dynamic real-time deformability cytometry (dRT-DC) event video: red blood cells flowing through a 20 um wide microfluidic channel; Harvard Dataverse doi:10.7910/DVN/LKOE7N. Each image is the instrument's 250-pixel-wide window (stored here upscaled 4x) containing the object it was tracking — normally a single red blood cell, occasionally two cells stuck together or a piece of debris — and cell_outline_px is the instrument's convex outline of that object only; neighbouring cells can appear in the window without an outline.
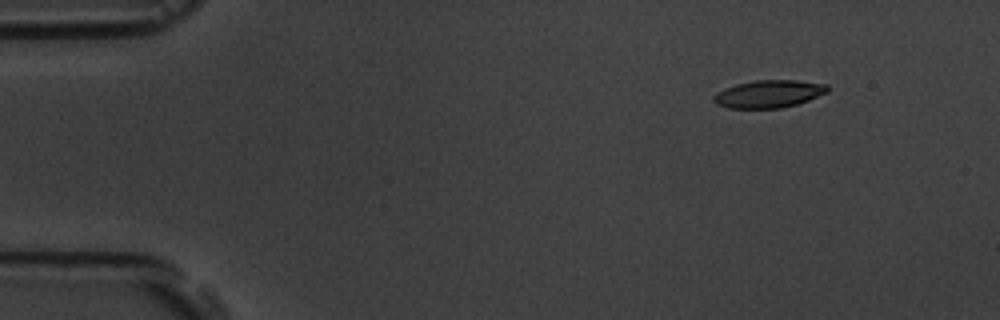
{"species": "common noctule bat (a hibernating species)", "species_latin": "Nyctalus noctula", "temperature_condition": "room temperature", "stored_images_in_passage": 4, "camera_frame_rate_fps": 3000, "um_per_image_px": 0.085, "animal": {"sex": "male", "body_mass_g": 19.5, "forearm_length_mm": 54.6}, "frame": {"image": 1, "passage_image": 1, "time_ms": 0.0, "image_size_px": [1000, 320], "cell_outline_px": [[828, 92], [808, 100], [796, 104], [780, 108], [728, 108], [716, 104], [712, 100], [712, 96], [724, 88], [736, 84], [756, 80], [796, 80], [828, 84]], "centroid_in_image_um": [65.33, 7.98], "position_along_channel_um": 19.7, "area_um2": 18.32}}
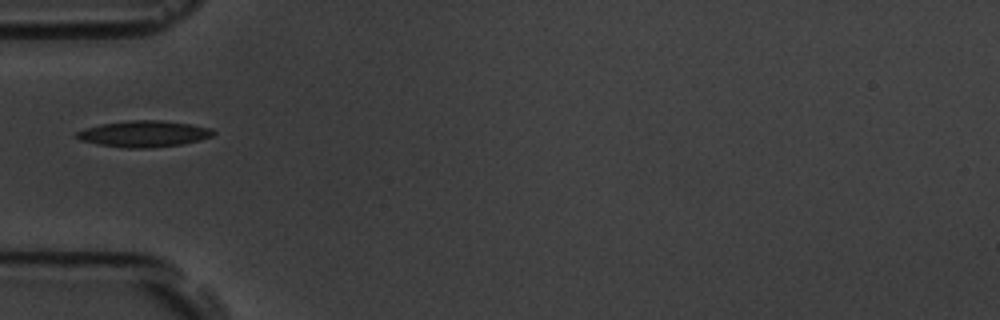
{"frame": {"image": 2, "passage_image": 4, "time_ms": 4.0, "image_size_px": [1000, 320], "cell_outline_px": [[216, 132], [212, 136], [200, 140], [180, 144], [148, 148], [124, 148], [96, 144], [80, 140], [76, 136], [76, 132], [100, 124], [128, 120], [164, 120], [192, 124], [212, 128]], "centroid_in_image_um": [12.25, 11.37], "position_along_channel_um": 72.7, "area_um2": 20.98}}